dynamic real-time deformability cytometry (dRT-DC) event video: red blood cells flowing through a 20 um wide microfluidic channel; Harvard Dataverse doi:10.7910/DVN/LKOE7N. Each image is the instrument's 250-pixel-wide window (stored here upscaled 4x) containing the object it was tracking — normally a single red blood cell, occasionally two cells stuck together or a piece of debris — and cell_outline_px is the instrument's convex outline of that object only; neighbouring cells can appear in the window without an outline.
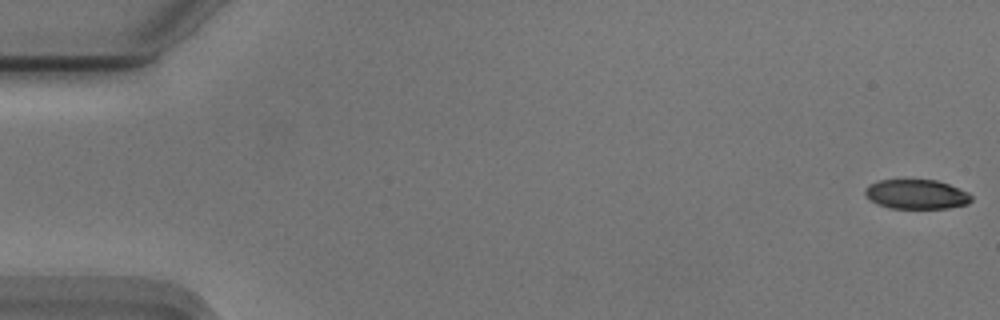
{"species": "Egyptian fruit bat (a non-hibernating species)", "species_latin": "Rousettus aegyptiacus", "temperature_condition": "cold", "stored_images_in_passage": 55, "camera_frame_rate_fps": 3000, "um_per_image_px": 0.085, "animal": {"sex": "male"}, "frame": {"image": 1, "passage_image": 1, "time_ms": 0.0, "image_size_px": [1000, 320], "cell_outline_px": [[972, 200], [968, 204], [948, 208], [892, 208], [880, 204], [872, 200], [864, 192], [864, 188], [868, 184], [880, 180], [936, 180], [948, 184], [968, 192], [972, 196]], "centroid_in_image_um": [77.92, 16.51], "position_along_channel_um": 7.1, "area_um2": 18.09}}
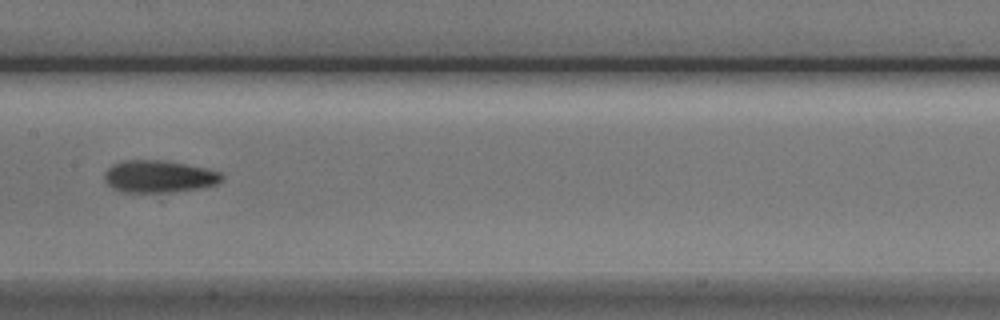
{"frame": {"image": 2, "passage_image": 28, "time_ms": 9.0, "image_size_px": [1000, 320], "cell_outline_px": [[224, 180], [216, 184], [200, 188], [172, 192], [124, 192], [112, 188], [104, 180], [104, 172], [112, 164], [124, 160], [164, 160], [208, 168], [220, 172], [224, 176]], "centroid_in_image_um": [13.52, 14.99], "position_along_channel_um": 193.9, "area_um2": 22.25}}
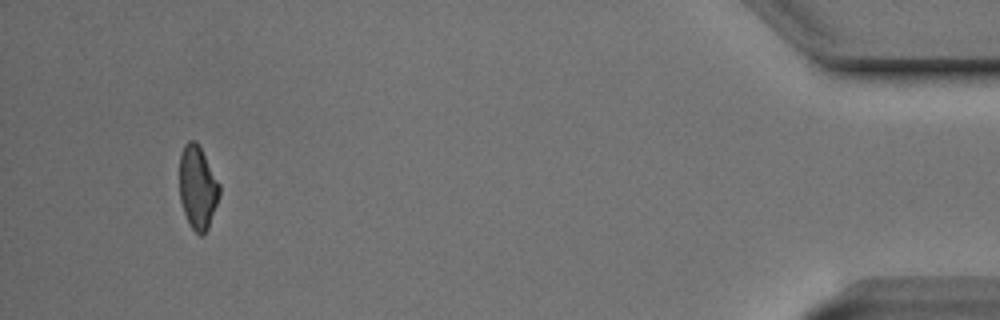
{"frame": {"image": 3, "passage_image": 52, "time_ms": 17.0, "image_size_px": [1000, 320], "cell_outline_px": [[220, 196], [208, 228], [200, 236], [188, 224], [180, 200], [180, 156], [184, 144], [188, 140], [196, 140], [220, 184]], "centroid_in_image_um": [16.8, 15.93], "position_along_channel_um": 418.4, "area_um2": 19.36}, "authors_computed_cell_mechanics": {"area_um2": 20.6924, "velocity_mm_per_s": 3.7429, "shape_relaxation_time_tau1_ms": 4.8571, "shape_relaxation_time_tau2_ms": 5.1539, "deformation_change_tau1": 0.1421, "deformation_change_tau2": 0.1186}}